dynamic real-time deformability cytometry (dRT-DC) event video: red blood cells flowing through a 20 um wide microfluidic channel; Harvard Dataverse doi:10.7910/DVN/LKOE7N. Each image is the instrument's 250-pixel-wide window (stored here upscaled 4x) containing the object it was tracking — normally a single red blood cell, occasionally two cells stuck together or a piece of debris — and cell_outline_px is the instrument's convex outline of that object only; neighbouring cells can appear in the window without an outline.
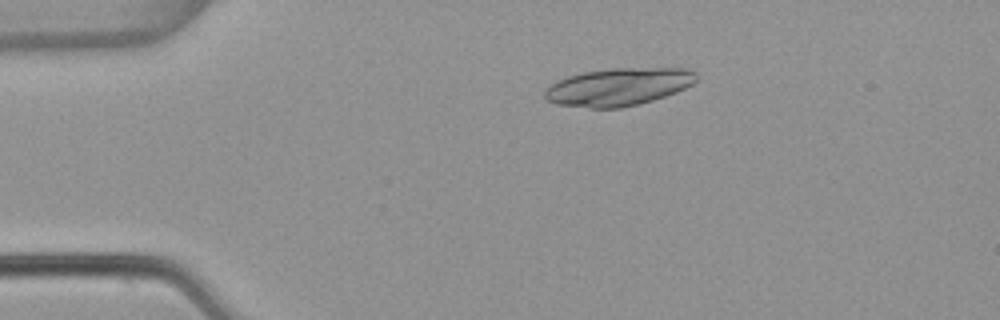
{"species": "common noctule bat (a hibernating species)", "species_latin": "Nyctalus noctula", "temperature_condition": "warm", "stored_images_in_passage": 4, "camera_frame_rate_fps": 3000, "um_per_image_px": 0.085, "animal": {"sex": "female", "body_mass_g": 22.7, "forearm_length_mm": 54.2}, "frame": {"image": 1, "passage_image": 3, "time_ms": 0.667, "image_size_px": [1000, 320], "cell_outline_px": [[696, 80], [692, 84], [676, 92], [652, 100], [620, 108], [588, 108], [556, 104], [544, 100], [544, 92], [556, 80], [568, 76], [584, 72], [612, 68], [688, 68], [696, 72]], "centroid_in_image_um": [52.54, 7.38], "position_along_channel_um": 32.5, "area_um2": 33.23}}